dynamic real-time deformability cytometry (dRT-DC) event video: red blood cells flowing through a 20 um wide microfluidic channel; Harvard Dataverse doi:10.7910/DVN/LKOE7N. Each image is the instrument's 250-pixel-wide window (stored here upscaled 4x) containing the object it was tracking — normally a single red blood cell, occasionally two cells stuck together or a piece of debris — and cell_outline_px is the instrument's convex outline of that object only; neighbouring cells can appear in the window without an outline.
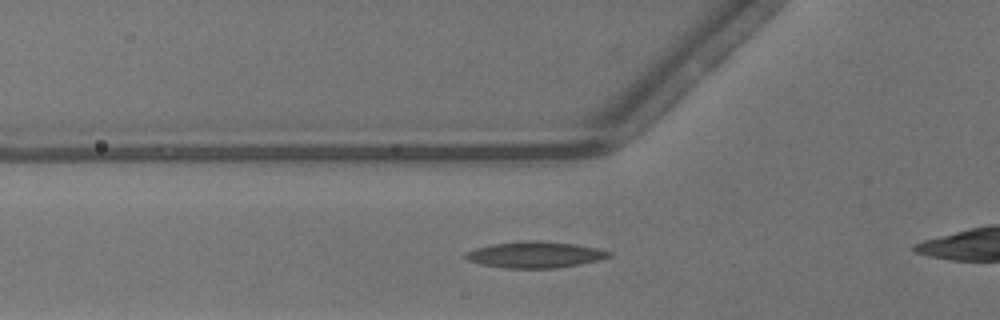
{"species": "common noctule bat (a hibernating species)", "species_latin": "Nyctalus noctula", "temperature_condition": "warm", "stored_images_in_passage": 34, "camera_frame_rate_fps": 3000, "um_per_image_px": 0.085, "animal": {"sex": "male", "body_mass_g": 13.3}, "frame": {"image": 1, "passage_image": 12, "time_ms": 3.667, "image_size_px": [1000, 320], "cell_outline_px": [[612, 256], [600, 260], [580, 264], [556, 268], [508, 268], [484, 264], [468, 260], [464, 256], [468, 252], [476, 248], [492, 244], [532, 240], [536, 240], [576, 244], [600, 248], [612, 252]], "centroid_in_image_um": [45.58, 21.64], "position_along_channel_um": 80.2, "area_um2": 21.79}}
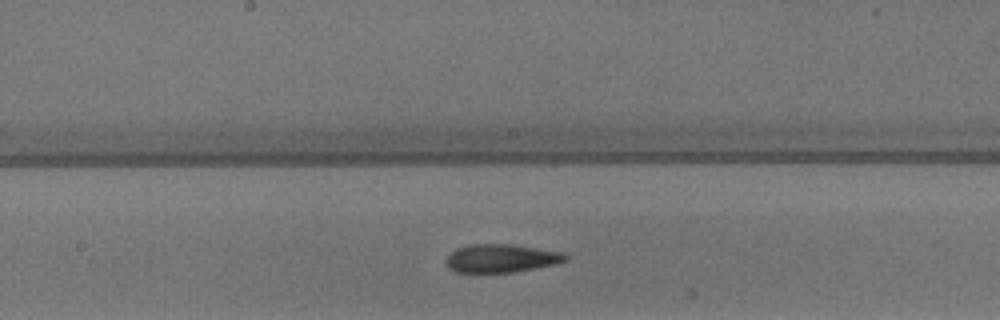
{"frame": {"image": 2, "passage_image": 21, "time_ms": 6.667, "image_size_px": [1000, 320], "cell_outline_px": [[568, 260], [556, 264], [512, 272], [456, 272], [448, 268], [444, 260], [456, 248], [468, 244], [512, 244], [564, 252], [568, 256]], "centroid_in_image_um": [42.6, 21.94], "position_along_channel_um": 205.6, "area_um2": 19.77}}
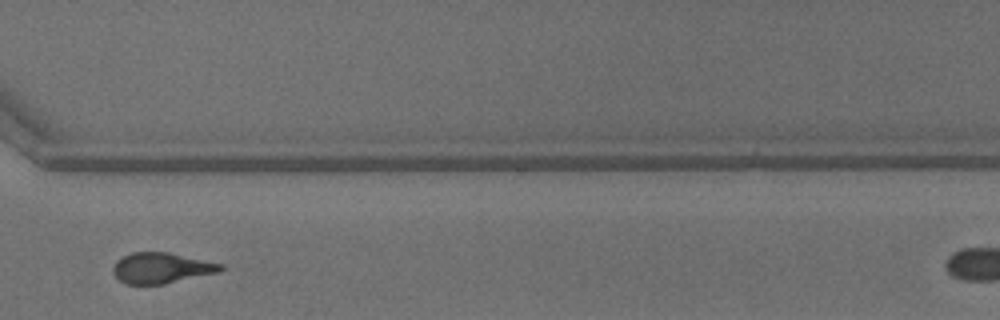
{"frame": {"image": 3, "passage_image": 32, "time_ms": 10.333, "image_size_px": [1000, 320], "cell_outline_px": [[224, 268], [220, 272], [164, 284], [124, 284], [116, 276], [112, 268], [116, 260], [132, 252], [168, 252], [224, 264]], "centroid_in_image_um": [13.74, 22.78], "position_along_channel_um": 356.9, "area_um2": 19.25}, "authors_computed_cell_mechanics": {"area_um2": 19.941, "velocity_mm_per_s": 4.1375, "shape_relaxation_time_tau1_ms": 8.5567, "shape_relaxation_time_tau2_ms": 2.2568, "deformation_change_tau1": 0.2512, "deformation_change_tau2": 0.1198}}